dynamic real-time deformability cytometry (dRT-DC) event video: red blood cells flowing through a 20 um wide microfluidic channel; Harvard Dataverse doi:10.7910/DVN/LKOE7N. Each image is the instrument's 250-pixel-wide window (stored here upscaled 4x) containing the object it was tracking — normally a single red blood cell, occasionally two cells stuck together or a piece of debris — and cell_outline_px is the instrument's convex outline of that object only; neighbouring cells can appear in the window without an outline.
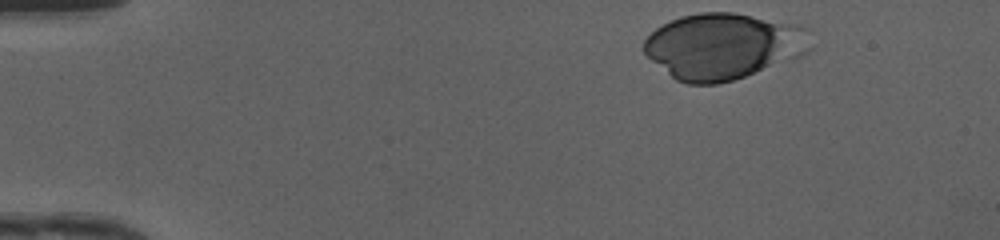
{"species": "human", "species_latin": "Homo sapiens", "temperature_condition": "cold", "stored_images_in_passage": 35, "camera_frame_rate_fps": 3000, "um_per_image_px": 0.085, "donor": {"sex": "female"}, "frame": {"image": 1, "passage_image": 1, "time_ms": 0.0, "image_size_px": [1000, 240], "cell_outline_px": [[812, 32], [768, 64], [744, 76], [732, 80], [716, 84], [688, 84], [676, 80], [652, 60], [644, 52], [644, 40], [656, 28], [680, 16], [700, 12], [732, 12], [812, 28]], "centroid_in_image_um": [61.14, 3.88], "position_along_channel_um": 23.9, "area_um2": 60.0}}